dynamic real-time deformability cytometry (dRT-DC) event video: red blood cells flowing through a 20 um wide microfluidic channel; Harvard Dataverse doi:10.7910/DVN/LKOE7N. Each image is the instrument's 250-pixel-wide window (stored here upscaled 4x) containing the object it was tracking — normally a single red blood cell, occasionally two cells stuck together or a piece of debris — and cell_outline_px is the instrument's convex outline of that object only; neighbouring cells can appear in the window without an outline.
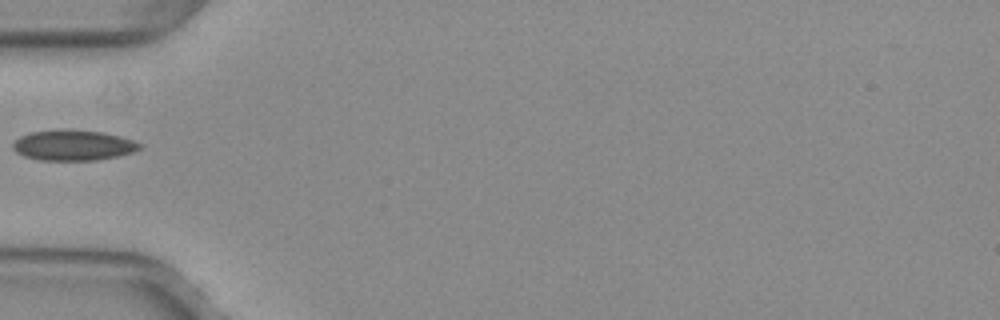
{"species": "common noctule bat (a hibernating species)", "species_latin": "Nyctalus noctula", "temperature_condition": "warm", "stored_images_in_passage": 3, "camera_frame_rate_fps": 3000, "um_per_image_px": 0.085, "animal": {"sex": "female", "body_mass_g": 29.2, "forearm_length_mm": 56.3}, "frame": {"image": 1, "passage_image": 1, "time_ms": 0.0, "image_size_px": [1000, 320], "cell_outline_px": [[144, 144], [140, 148], [132, 152], [116, 156], [96, 160], [40, 160], [24, 156], [16, 152], [12, 148], [12, 144], [20, 136], [32, 132], [60, 128], [68, 128], [104, 132], [120, 136]], "centroid_in_image_um": [6.21, 12.32], "position_along_channel_um": 78.8, "area_um2": 22.77}}